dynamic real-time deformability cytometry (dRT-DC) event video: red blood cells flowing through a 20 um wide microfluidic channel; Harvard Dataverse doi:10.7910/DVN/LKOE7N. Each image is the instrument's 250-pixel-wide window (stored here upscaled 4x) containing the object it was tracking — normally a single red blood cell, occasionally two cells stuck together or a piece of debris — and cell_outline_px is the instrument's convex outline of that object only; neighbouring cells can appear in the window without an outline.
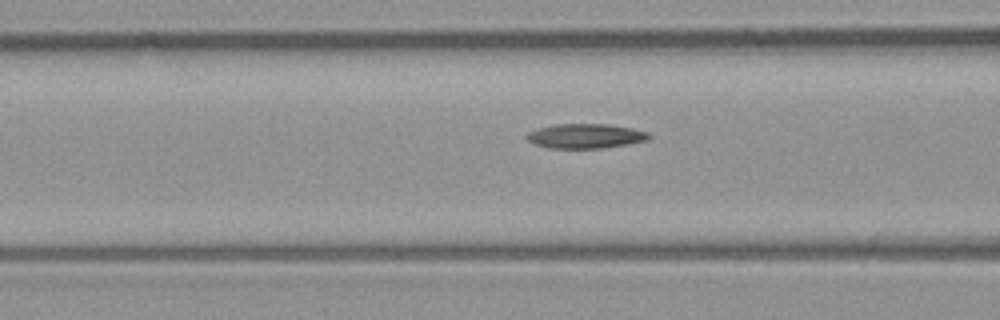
{"species": "common noctule bat (a hibernating species)", "species_latin": "Nyctalus noctula", "temperature_condition": "room temperature", "stored_images_in_passage": 22, "camera_frame_rate_fps": 3000, "um_per_image_px": 0.085, "animal": {"sex": "male", "body_mass_g": 23.1, "forearm_length_mm": 52.7}, "frame": {"image": 1, "passage_image": 7, "time_ms": 2.0, "image_size_px": [1000, 320], "cell_outline_px": [[652, 136], [648, 140], [604, 148], [548, 148], [536, 144], [528, 140], [524, 136], [528, 132], [540, 128], [556, 124], [608, 124], [632, 128], [648, 132]], "centroid_in_image_um": [49.78, 11.56], "position_along_channel_um": 116.8, "area_um2": 17.46}}
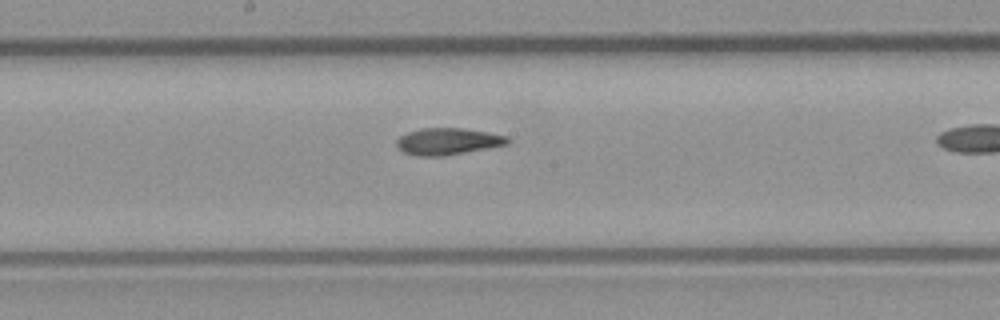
{"frame": {"image": 2, "passage_image": 14, "time_ms": 4.333, "image_size_px": [1000, 320], "cell_outline_px": [[508, 144], [464, 152], [440, 156], [416, 156], [404, 152], [396, 144], [396, 140], [400, 136], [408, 132], [420, 128], [464, 128], [488, 132], [508, 136]], "centroid_in_image_um": [38.04, 12.0], "position_along_channel_um": 210.2, "area_um2": 17.11}}
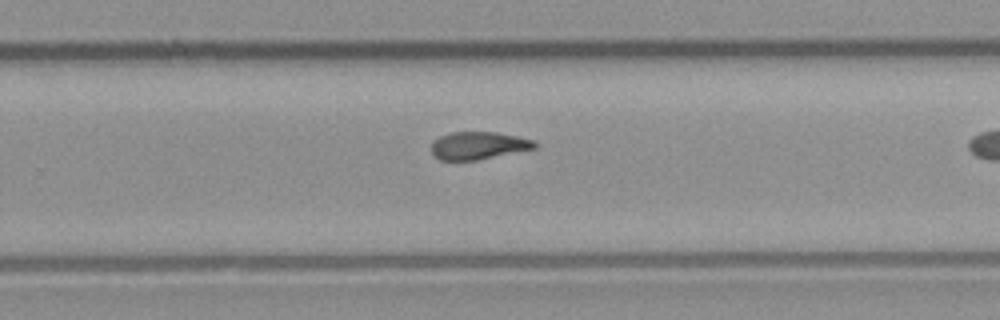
{"frame": {"image": 3, "passage_image": 20, "time_ms": 6.333, "image_size_px": [1000, 320], "cell_outline_px": [[536, 148], [476, 160], [440, 160], [432, 156], [432, 144], [440, 136], [452, 132], [496, 132], [536, 140]], "centroid_in_image_um": [40.66, 12.37], "position_along_channel_um": 289.1, "area_um2": 16.53}}